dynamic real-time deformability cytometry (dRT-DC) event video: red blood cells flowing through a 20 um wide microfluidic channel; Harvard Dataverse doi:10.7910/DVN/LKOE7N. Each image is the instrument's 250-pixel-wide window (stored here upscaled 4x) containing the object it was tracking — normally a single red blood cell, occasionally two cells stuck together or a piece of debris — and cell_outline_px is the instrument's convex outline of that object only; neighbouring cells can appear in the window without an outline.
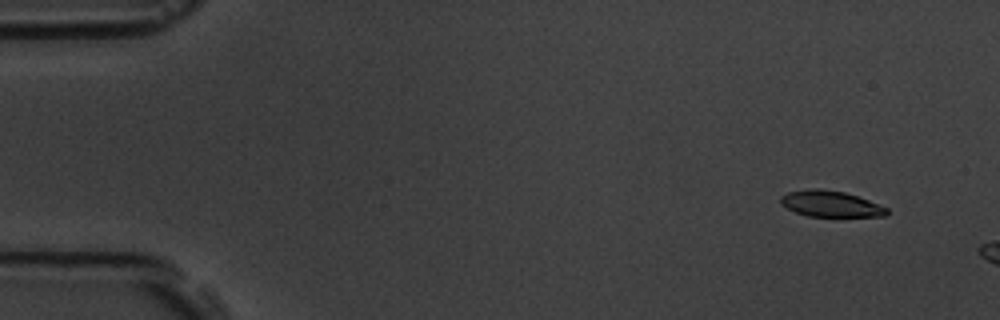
{"species": "common noctule bat (a hibernating species)", "species_latin": "Nyctalus noctula", "temperature_condition": "room temperature", "stored_images_in_passage": 8, "camera_frame_rate_fps": 3000, "um_per_image_px": 0.085, "animal": {"sex": "male", "body_mass_g": 19.5, "forearm_length_mm": 54.6}, "frame": {"image": 1, "passage_image": 2, "time_ms": 1.0, "image_size_px": [1000, 320], "cell_outline_px": [[888, 212], [884, 216], [808, 216], [796, 212], [780, 204], [780, 196], [788, 192], [808, 188], [820, 188], [844, 192], [868, 200], [888, 208]], "centroid_in_image_um": [70.56, 17.31], "position_along_channel_um": 14.4, "area_um2": 16.01}}
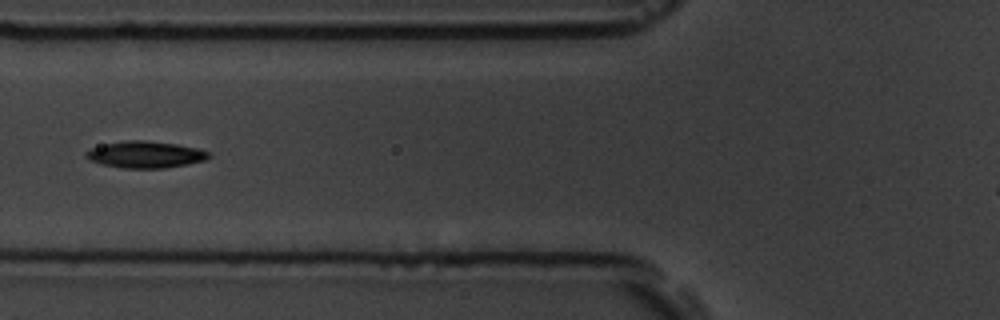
{"frame": {"image": 2, "passage_image": 7, "time_ms": 7.0, "image_size_px": [1000, 320], "cell_outline_px": [[212, 156], [204, 160], [188, 164], [164, 168], [124, 168], [100, 164], [88, 160], [84, 156], [84, 152], [92, 148], [104, 144], [124, 140], [144, 140], [176, 144], [196, 148], [208, 152]], "centroid_in_image_um": [12.31, 13.14], "position_along_channel_um": 113.5, "area_um2": 19.13}}
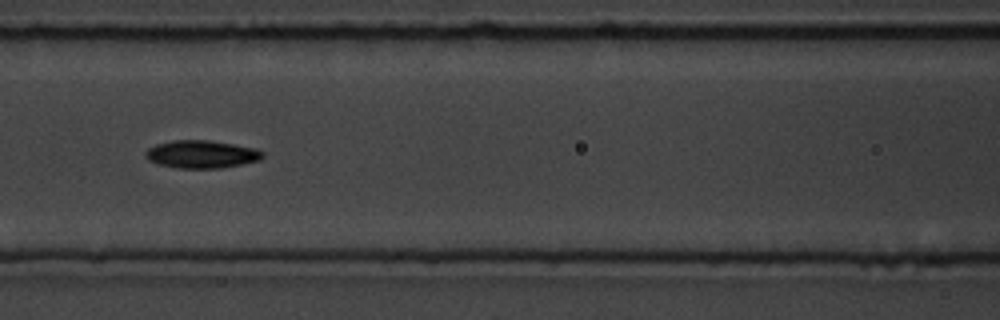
{"frame": {"image": 3, "passage_image": 8, "time_ms": 8.0, "image_size_px": [1000, 320], "cell_outline_px": [[264, 156], [260, 160], [220, 168], [176, 168], [160, 164], [148, 160], [144, 156], [144, 152], [148, 148], [156, 144], [172, 140], [208, 140], [256, 148], [264, 152]], "centroid_in_image_um": [17.11, 13.1], "position_along_channel_um": 149.5, "area_um2": 18.96}}